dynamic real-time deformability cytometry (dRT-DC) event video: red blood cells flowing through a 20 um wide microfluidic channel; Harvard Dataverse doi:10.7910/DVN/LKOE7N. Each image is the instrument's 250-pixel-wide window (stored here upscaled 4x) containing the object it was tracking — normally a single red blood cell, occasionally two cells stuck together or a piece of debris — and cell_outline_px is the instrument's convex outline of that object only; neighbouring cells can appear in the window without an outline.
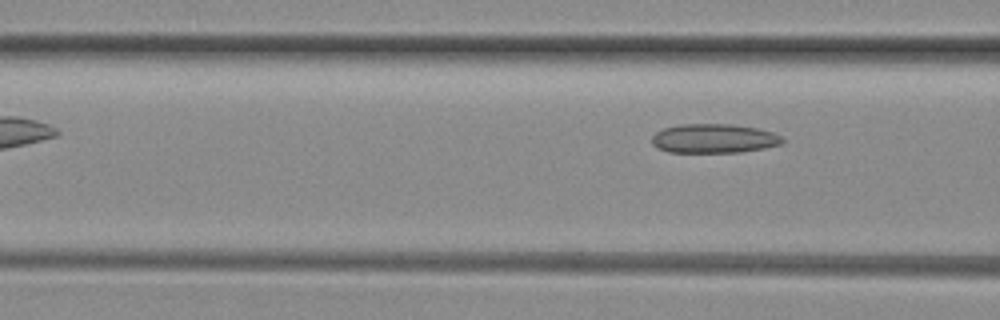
{"species": "common noctule bat (a hibernating species)", "species_latin": "Nyctalus noctula", "temperature_condition": "room temperature", "stored_images_in_passage": 5, "camera_frame_rate_fps": 3000, "um_per_image_px": 0.085, "animal": {"sex": "female", "body_mass_g": 29.2, "forearm_length_mm": 56.3}, "frame": {"image": 1, "passage_image": 5, "time_ms": 1.333, "image_size_px": [1000, 320], "cell_outline_px": [[784, 144], [764, 148], [740, 152], [668, 152], [652, 144], [652, 136], [656, 132], [664, 128], [680, 124], [732, 124], [756, 128], [772, 132], [780, 136], [784, 140]], "centroid_in_image_um": [60.7, 11.77], "position_along_channel_um": 105.9, "area_um2": 22.14}}